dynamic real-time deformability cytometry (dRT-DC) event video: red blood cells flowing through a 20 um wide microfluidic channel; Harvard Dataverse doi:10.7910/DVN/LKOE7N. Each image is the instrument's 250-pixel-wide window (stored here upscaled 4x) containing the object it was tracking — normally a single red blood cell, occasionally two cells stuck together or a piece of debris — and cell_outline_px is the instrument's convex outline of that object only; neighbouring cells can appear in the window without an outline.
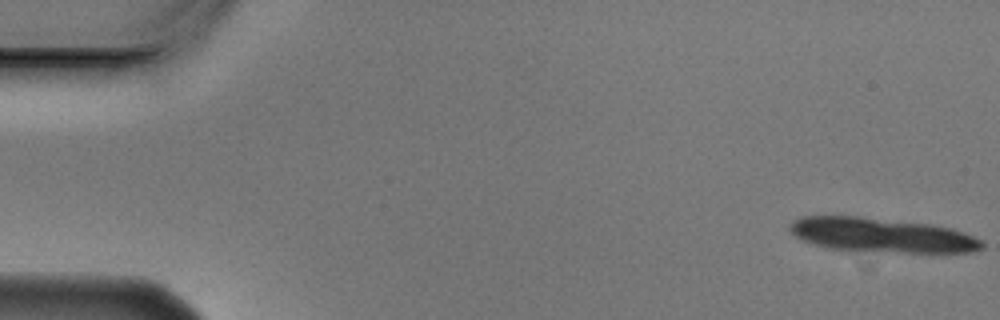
{"species": "Egyptian fruit bat (a non-hibernating species)", "species_latin": "Rousettus aegyptiacus", "temperature_condition": "cold", "stored_images_in_passage": 9, "segment_of_instrument_passage": [1, 2], "camera_frame_rate_fps": 3000, "um_per_image_px": 0.085, "animal": {"sex": "male"}, "frame": {"image": 1, "passage_image": 1, "time_ms": 0.0, "image_size_px": [1000, 320], "cell_outline_px": [[984, 248], [972, 252], [904, 252], [828, 248], [812, 244], [800, 240], [788, 228], [788, 224], [792, 220], [800, 216], [860, 216], [932, 224], [952, 228], [964, 232], [984, 240]], "centroid_in_image_um": [74.95, 19.97], "position_along_channel_um": 10.1, "area_um2": 38.67}}